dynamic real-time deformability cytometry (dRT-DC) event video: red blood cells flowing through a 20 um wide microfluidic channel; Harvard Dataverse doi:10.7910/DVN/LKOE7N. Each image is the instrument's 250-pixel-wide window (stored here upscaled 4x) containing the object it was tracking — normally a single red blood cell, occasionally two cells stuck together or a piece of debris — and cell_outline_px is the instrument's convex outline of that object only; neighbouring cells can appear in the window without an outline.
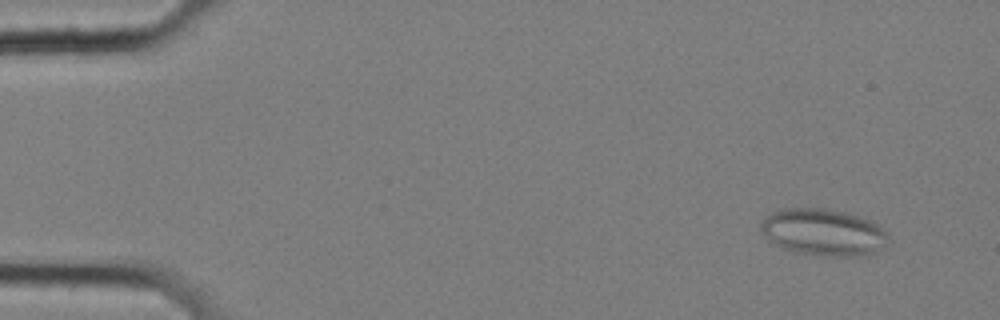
{"species": "common noctule bat (a hibernating species)", "species_latin": "Nyctalus noctula", "temperature_condition": "cold", "stored_images_in_passage": 58, "segment_of_instrument_passage": [1, 2], "camera_frame_rate_fps": 3000, "um_per_image_px": 0.085, "animal": {"sex": "female", "body_mass_g": 25.1}, "frame": {"image": 1, "passage_image": 5, "time_ms": 1.333, "image_size_px": [1000, 320], "cell_outline_px": [[892, 240], [876, 252], [856, 256], [820, 256], [792, 252], [768, 240], [760, 232], [760, 224], [772, 212], [780, 208], [828, 208], [844, 212], [868, 220], [876, 224]], "centroid_in_image_um": [69.95, 19.75], "position_along_channel_um": 15.0, "area_um2": 34.85}}